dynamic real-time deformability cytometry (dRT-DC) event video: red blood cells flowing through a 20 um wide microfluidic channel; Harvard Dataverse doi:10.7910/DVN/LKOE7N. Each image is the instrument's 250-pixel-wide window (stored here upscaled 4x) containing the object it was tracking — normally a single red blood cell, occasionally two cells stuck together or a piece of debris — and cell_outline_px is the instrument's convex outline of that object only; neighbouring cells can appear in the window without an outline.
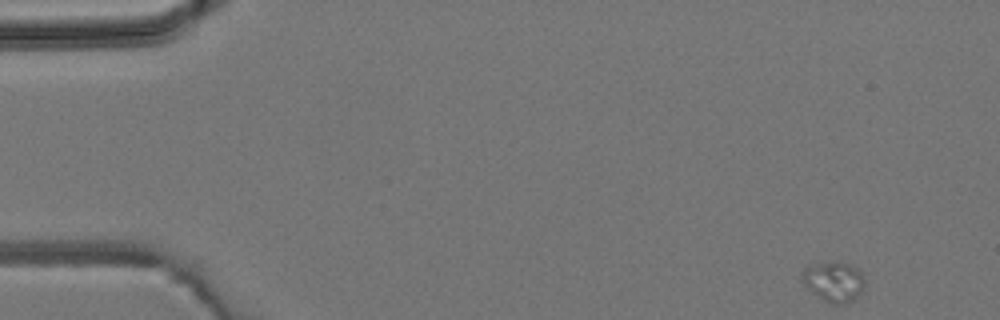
{"species": "common noctule bat (a hibernating species)", "species_latin": "Nyctalus noctula", "temperature_condition": "room temperature", "stored_images_in_passage": 5, "camera_frame_rate_fps": 3000, "um_per_image_px": 0.085, "animal": {"sex": "male", "body_mass_g": 19.2, "forearm_length_mm": 51.8}, "frame": {"image": 1, "passage_image": 1, "time_ms": 0.0, "image_size_px": [1000, 320], "cell_outline_px": [[864, 284], [860, 292], [852, 300], [844, 304], [828, 304], [812, 292], [804, 284], [800, 272], [808, 264], [848, 264], [856, 268], [860, 272], [864, 280]], "centroid_in_image_um": [70.82, 23.97], "position_along_channel_um": 14.2, "area_um2": 14.22}}